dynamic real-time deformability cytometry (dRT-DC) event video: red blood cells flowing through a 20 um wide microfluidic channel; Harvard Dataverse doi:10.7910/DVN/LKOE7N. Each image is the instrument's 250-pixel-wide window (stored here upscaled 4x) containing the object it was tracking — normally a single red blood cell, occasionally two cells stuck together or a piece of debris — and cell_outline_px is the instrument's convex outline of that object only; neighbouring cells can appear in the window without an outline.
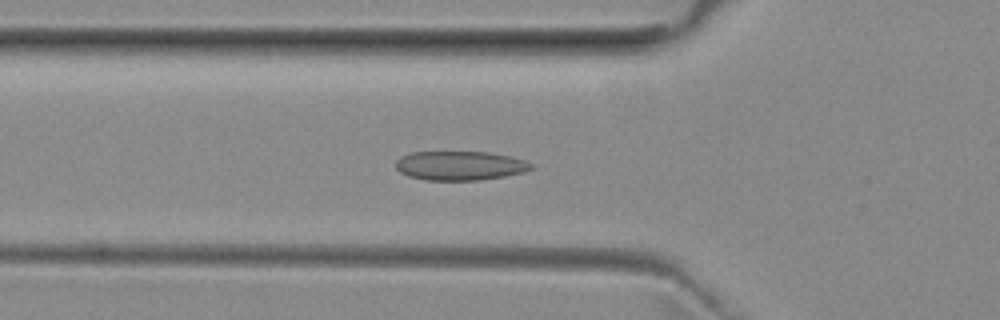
{"species": "common noctule bat (a hibernating species)", "species_latin": "Nyctalus noctula", "temperature_condition": "room temperature", "stored_images_in_passage": 49, "camera_frame_rate_fps": 3000, "um_per_image_px": 0.085, "animal": {"sex": "female", "body_mass_g": 29.2, "forearm_length_mm": 56.3}, "frame": {"image": 1, "passage_image": 15, "time_ms": 4.667, "image_size_px": [1000, 320], "cell_outline_px": [[536, 164], [532, 168], [524, 172], [504, 176], [480, 180], [424, 180], [408, 176], [400, 172], [396, 168], [396, 160], [400, 156], [412, 152], [488, 152], [512, 156]], "centroid_in_image_um": [39.11, 14.08], "position_along_channel_um": 86.7, "area_um2": 23.18}}
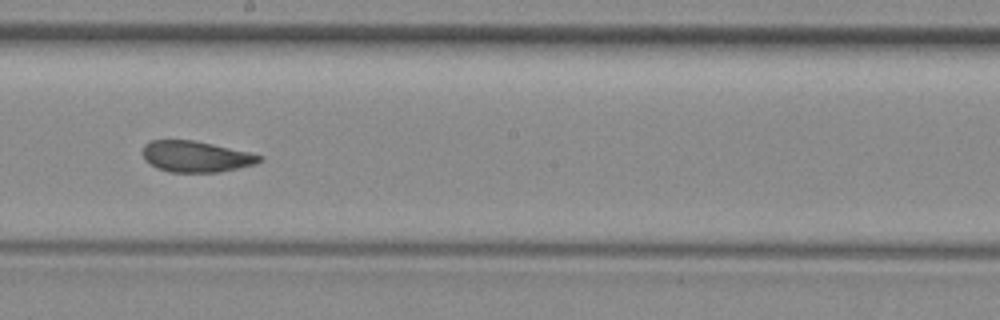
{"frame": {"image": 2, "passage_image": 26, "time_ms": 8.333, "image_size_px": [1000, 320], "cell_outline_px": [[264, 160], [256, 164], [216, 172], [168, 172], [156, 168], [144, 160], [144, 144], [152, 140], [192, 140], [212, 144], [248, 152], [264, 156]], "centroid_in_image_um": [16.65, 13.31], "position_along_channel_um": 231.5, "area_um2": 21.04}}
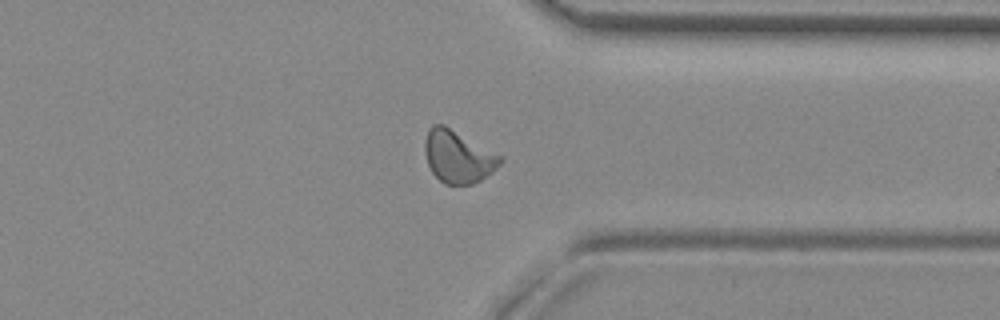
{"frame": {"image": 3, "passage_image": 37, "time_ms": 12.0, "image_size_px": [1000, 320], "cell_outline_px": [[504, 160], [492, 172], [480, 180], [472, 184], [444, 184], [432, 172], [428, 164], [424, 148], [424, 144], [428, 128], [432, 124], [444, 124], [504, 156]], "centroid_in_image_um": [38.95, 13.29], "position_along_channel_um": 372.5, "area_um2": 23.18}, "authors_computed_cell_mechanics": {"area_um2": 22.253, "velocity_mm_per_s": 3.9423, "shape_relaxation_time_tau1_ms": 7.8281, "shape_relaxation_time_tau2_ms": 1.9308, "deformation_change_tau1": 0.1615, "deformation_change_tau2": 0.0701}}